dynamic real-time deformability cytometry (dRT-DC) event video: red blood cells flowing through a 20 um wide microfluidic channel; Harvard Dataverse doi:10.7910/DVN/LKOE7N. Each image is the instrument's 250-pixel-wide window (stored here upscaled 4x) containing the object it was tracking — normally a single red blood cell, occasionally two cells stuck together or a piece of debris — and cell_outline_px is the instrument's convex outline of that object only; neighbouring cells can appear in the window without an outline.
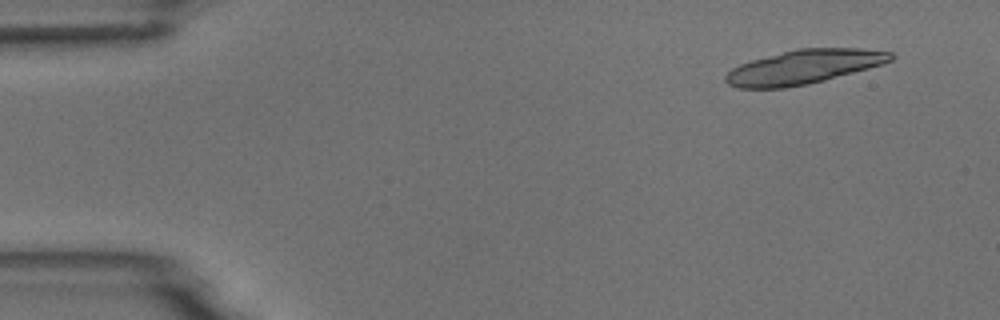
{"species": "common noctule bat (a hibernating species)", "species_latin": "Nyctalus noctula", "temperature_condition": "room temperature", "stored_images_in_passage": 18, "camera_frame_rate_fps": 3000, "um_per_image_px": 0.085, "animal": {"sex": "male", "body_mass_g": 18.8}, "frame": {"image": 1, "passage_image": 4, "time_ms": 1.0, "image_size_px": [1000, 320], "cell_outline_px": [[892, 60], [868, 68], [824, 80], [808, 84], [784, 88], [740, 88], [728, 84], [724, 80], [724, 76], [732, 68], [740, 64], [752, 60], [796, 48], [860, 48], [892, 52]], "centroid_in_image_um": [68.28, 5.69], "position_along_channel_um": 16.7, "area_um2": 32.54}}